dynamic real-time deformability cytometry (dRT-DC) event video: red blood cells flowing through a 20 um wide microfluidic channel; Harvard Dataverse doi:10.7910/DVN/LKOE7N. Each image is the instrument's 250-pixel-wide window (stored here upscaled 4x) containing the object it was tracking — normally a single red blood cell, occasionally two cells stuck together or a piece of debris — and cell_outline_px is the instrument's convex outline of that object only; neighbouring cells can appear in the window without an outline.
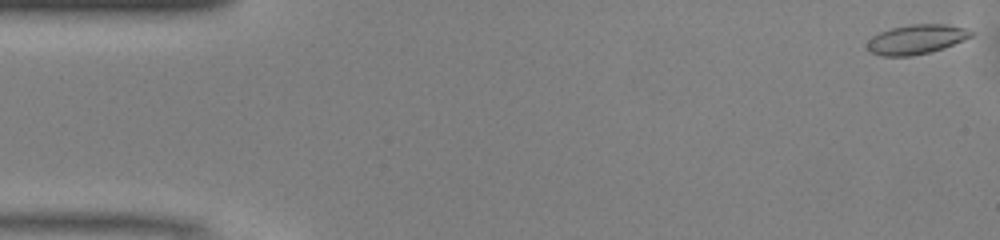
{"species": "common noctule bat (a hibernating species)", "species_latin": "Nyctalus noctula", "temperature_condition": "warm", "stored_images_in_passage": 15, "camera_frame_rate_fps": 3000, "um_per_image_px": 0.085, "animal": {"sex": "male", "body_mass_g": 13.0, "forearm_length_mm": 53.1}, "frame": {"image": 1, "passage_image": 1, "time_ms": 0.0, "image_size_px": [1000, 240], "cell_outline_px": [[972, 36], [964, 40], [944, 48], [912, 56], [880, 56], [868, 52], [868, 40], [872, 36], [880, 32], [892, 28], [908, 24], [944, 24], [964, 28], [972, 32]], "centroid_in_image_um": [77.85, 3.35], "position_along_channel_um": 7.2, "area_um2": 17.8}}